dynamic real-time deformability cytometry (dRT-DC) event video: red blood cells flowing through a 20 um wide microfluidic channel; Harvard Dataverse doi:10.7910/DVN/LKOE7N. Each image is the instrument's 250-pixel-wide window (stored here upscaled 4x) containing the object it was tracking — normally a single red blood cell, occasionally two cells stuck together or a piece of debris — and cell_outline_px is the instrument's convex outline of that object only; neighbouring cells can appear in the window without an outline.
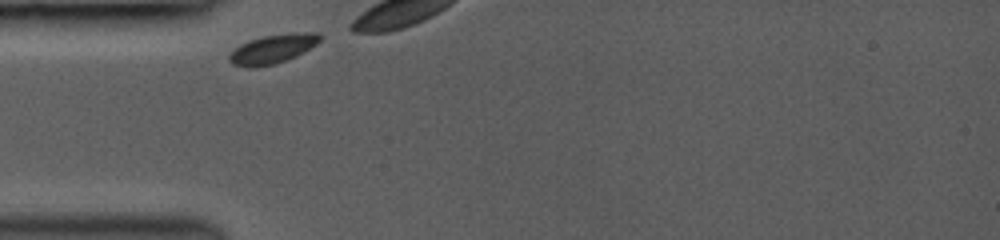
{"species": "common noctule bat (a hibernating species)", "species_latin": "Nyctalus noctula", "temperature_condition": "room temperature", "stored_images_in_passage": 3, "camera_frame_rate_fps": 3000, "um_per_image_px": 0.085, "animal": {"sex": "female", "body_mass_g": 19.0, "forearm_length_mm": 53.3}, "frame": {"image": 1, "passage_image": 1, "time_ms": 0.0, "image_size_px": [1000, 240], "cell_outline_px": [[320, 40], [316, 44], [296, 56], [272, 64], [252, 68], [232, 64], [228, 60], [228, 56], [240, 44], [248, 40], [264, 36], [296, 32], [320, 32]], "centroid_in_image_um": [23.17, 4.15], "position_along_channel_um": 61.8, "area_um2": 15.14}}